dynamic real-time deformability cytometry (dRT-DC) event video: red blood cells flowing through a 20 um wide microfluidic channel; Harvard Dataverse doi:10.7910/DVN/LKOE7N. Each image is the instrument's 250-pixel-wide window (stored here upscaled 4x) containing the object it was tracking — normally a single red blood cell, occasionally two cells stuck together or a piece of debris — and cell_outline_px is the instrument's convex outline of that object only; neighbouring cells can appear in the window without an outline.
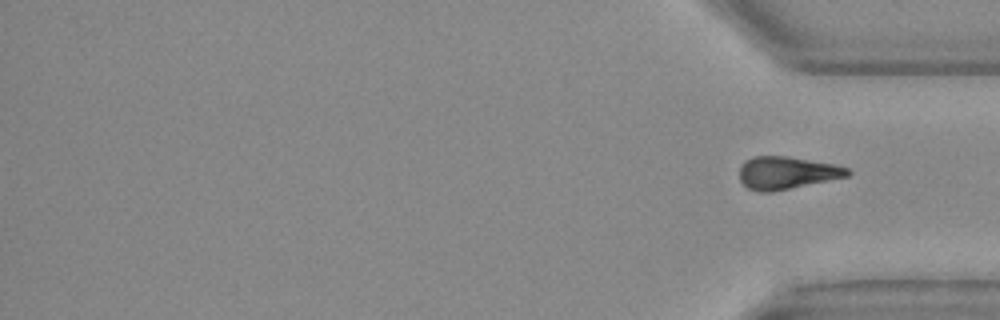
{"species": "Egyptian fruit bat (a non-hibernating species)", "species_latin": "Rousettus aegyptiacus", "temperature_condition": "warm", "stored_images_in_passage": 26, "segment_of_instrument_passage": [2, 2], "camera_frame_rate_fps": 3000, "um_per_image_px": 0.085, "animal": {"sex": "female"}, "frame": {"image": 1, "passage_image": 26, "time_ms": 8.333, "image_size_px": [1000, 320], "cell_outline_px": [[852, 172], [848, 176], [772, 192], [760, 192], [748, 188], [740, 180], [740, 168], [744, 160], [752, 156], [784, 156], [832, 164], [848, 168]], "centroid_in_image_um": [66.84, 14.69], "position_along_channel_um": 368.4, "area_um2": 20.29}}